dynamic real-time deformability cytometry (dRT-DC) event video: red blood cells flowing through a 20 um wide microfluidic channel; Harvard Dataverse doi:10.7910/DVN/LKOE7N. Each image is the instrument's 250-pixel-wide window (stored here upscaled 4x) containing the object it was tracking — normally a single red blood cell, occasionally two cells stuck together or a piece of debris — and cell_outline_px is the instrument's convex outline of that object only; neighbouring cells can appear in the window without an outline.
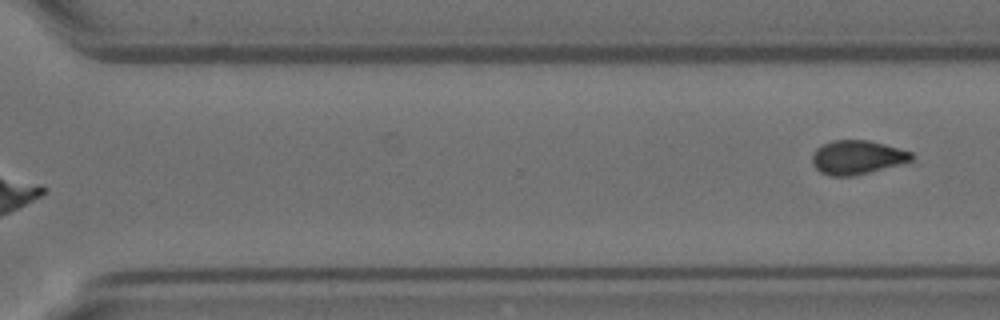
{"species": "Egyptian fruit bat (a non-hibernating species)", "species_latin": "Rousettus aegyptiacus", "temperature_condition": "room temperature", "stored_images_in_passage": 11, "segment_of_instrument_passage": [2, 2], "camera_frame_rate_fps": 3000, "um_per_image_px": 0.085, "animal": {"sex": "female"}, "frame": {"image": 1, "passage_image": 11, "time_ms": 3.333, "image_size_px": [1000, 320], "cell_outline_px": [[916, 156], [912, 160], [868, 172], [852, 176], [828, 176], [820, 172], [812, 164], [812, 156], [816, 148], [832, 140], [868, 140], [884, 144], [912, 152]], "centroid_in_image_um": [72.83, 13.37], "position_along_channel_um": 297.8, "area_um2": 19.48}}